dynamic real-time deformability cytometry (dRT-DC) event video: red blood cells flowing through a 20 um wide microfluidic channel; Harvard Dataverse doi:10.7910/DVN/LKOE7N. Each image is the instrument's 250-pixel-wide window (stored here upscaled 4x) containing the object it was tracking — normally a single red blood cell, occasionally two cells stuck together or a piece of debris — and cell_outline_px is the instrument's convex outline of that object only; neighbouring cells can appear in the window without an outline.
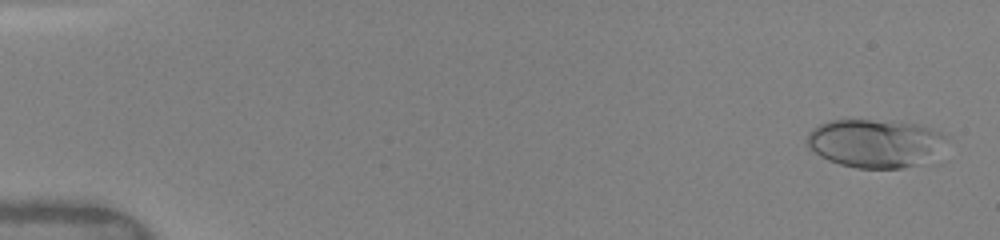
{"species": "human", "species_latin": "Homo sapiens", "temperature_condition": "warm", "stored_images_in_passage": 24, "camera_frame_rate_fps": 3000, "um_per_image_px": 0.085, "donor": {"sex": "female"}, "frame": {"image": 1, "passage_image": 2, "time_ms": 0.333, "image_size_px": [1000, 240], "cell_outline_px": [[944, 136], [932, 164], [904, 168], [856, 168], [840, 164], [828, 160], [820, 156], [804, 144], [804, 140], [808, 132], [812, 128], [820, 124], [832, 120], [872, 120], [916, 124], [940, 132]], "centroid_in_image_um": [74.34, 12.21], "position_along_channel_um": 10.7, "area_um2": 39.48}}
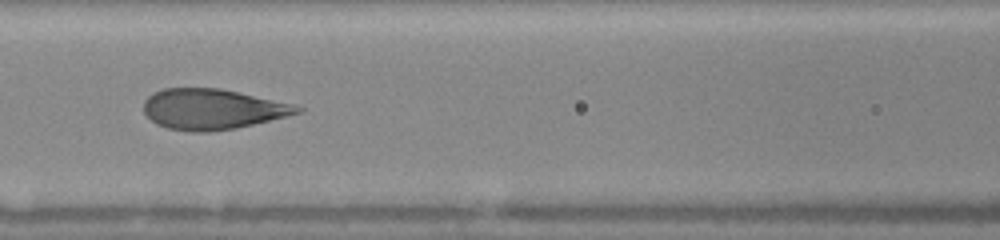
{"frame": {"image": 2, "passage_image": 16, "time_ms": 7.333, "image_size_px": [1000, 240], "cell_outline_px": [[304, 112], [288, 116], [236, 128], [208, 132], [188, 132], [168, 128], [156, 124], [144, 112], [144, 100], [152, 92], [164, 88], [220, 88], [292, 104], [304, 108]], "centroid_in_image_um": [18.04, 9.28], "position_along_channel_um": 148.6, "area_um2": 36.24}}
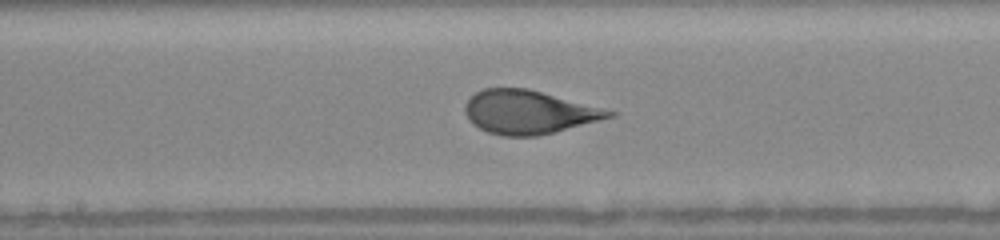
{"frame": {"image": 3, "passage_image": 20, "time_ms": 8.667, "image_size_px": [1000, 240], "cell_outline_px": [[620, 112], [616, 116], [556, 132], [536, 136], [504, 136], [488, 132], [472, 124], [468, 120], [464, 112], [464, 104], [476, 92], [484, 88], [528, 88]], "centroid_in_image_um": [44.97, 9.53], "position_along_channel_um": 203.2, "area_um2": 36.88}}